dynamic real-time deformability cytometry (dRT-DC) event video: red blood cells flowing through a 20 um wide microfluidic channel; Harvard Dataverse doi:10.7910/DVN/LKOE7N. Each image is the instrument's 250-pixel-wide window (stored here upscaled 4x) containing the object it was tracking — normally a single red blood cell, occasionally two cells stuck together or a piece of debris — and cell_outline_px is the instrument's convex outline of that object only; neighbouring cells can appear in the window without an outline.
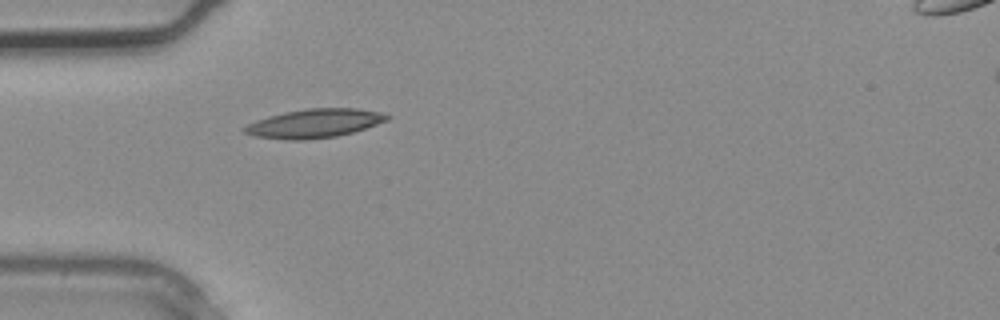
{"species": "common noctule bat (a hibernating species)", "species_latin": "Nyctalus noctula", "temperature_condition": "warm", "stored_images_in_passage": 3, "camera_frame_rate_fps": 3000, "um_per_image_px": 0.085, "animal": {"sex": "male", "body_mass_g": 20.4}, "frame": {"image": 1, "passage_image": 3, "time_ms": 0.667, "image_size_px": [1000, 320], "cell_outline_px": [[392, 116], [388, 120], [352, 132], [336, 136], [304, 140], [288, 140], [252, 136], [244, 132], [240, 128], [256, 120], [268, 116], [284, 112], [308, 108], [356, 108], [380, 112]], "centroid_in_image_um": [26.68, 10.48], "position_along_channel_um": 58.3, "area_um2": 23.93}}